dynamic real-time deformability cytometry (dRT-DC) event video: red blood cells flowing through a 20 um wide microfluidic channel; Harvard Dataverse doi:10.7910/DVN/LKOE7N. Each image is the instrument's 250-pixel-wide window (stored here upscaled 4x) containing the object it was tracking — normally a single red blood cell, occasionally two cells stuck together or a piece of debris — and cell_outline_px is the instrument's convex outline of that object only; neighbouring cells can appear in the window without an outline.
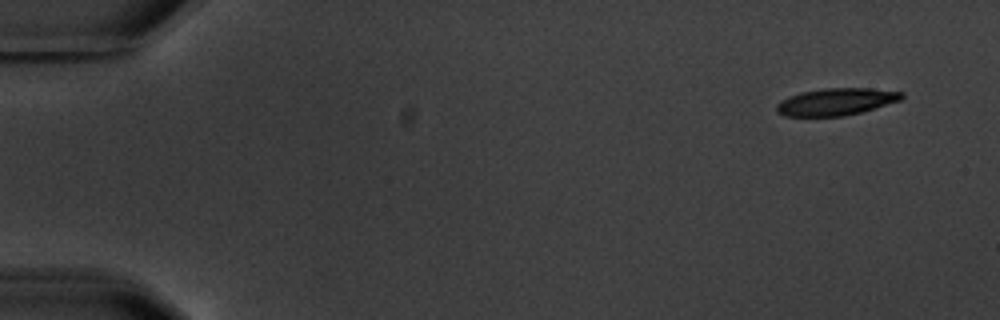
{"species": "common noctule bat (a hibernating species)", "species_latin": "Nyctalus noctula", "temperature_condition": "warm", "stored_images_in_passage": 5, "camera_frame_rate_fps": 3000, "um_per_image_px": 0.085, "animal": {"sex": "male", "body_mass_g": 20.1, "forearm_length_mm": 53.5}, "frame": {"image": 1, "passage_image": 1, "time_ms": 0.0, "image_size_px": [1000, 320], "cell_outline_px": [[904, 96], [900, 100], [860, 112], [844, 116], [784, 116], [776, 112], [776, 104], [780, 100], [800, 92], [824, 88], [868, 88], [904, 92]], "centroid_in_image_um": [71.03, 8.64], "position_along_channel_um": 14.0, "area_um2": 19.71}}
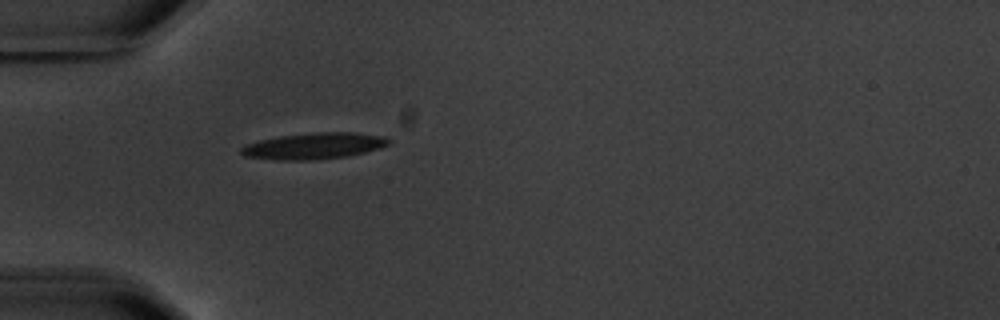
{"frame": {"image": 2, "passage_image": 5, "time_ms": 4.667, "image_size_px": [1000, 320], "cell_outline_px": [[392, 140], [388, 144], [380, 148], [348, 156], [312, 160], [276, 160], [244, 156], [240, 152], [240, 148], [248, 144], [260, 140], [280, 136], [316, 132], [352, 132], [384, 136]], "centroid_in_image_um": [26.7, 12.4], "position_along_channel_um": 58.3, "area_um2": 22.54}}